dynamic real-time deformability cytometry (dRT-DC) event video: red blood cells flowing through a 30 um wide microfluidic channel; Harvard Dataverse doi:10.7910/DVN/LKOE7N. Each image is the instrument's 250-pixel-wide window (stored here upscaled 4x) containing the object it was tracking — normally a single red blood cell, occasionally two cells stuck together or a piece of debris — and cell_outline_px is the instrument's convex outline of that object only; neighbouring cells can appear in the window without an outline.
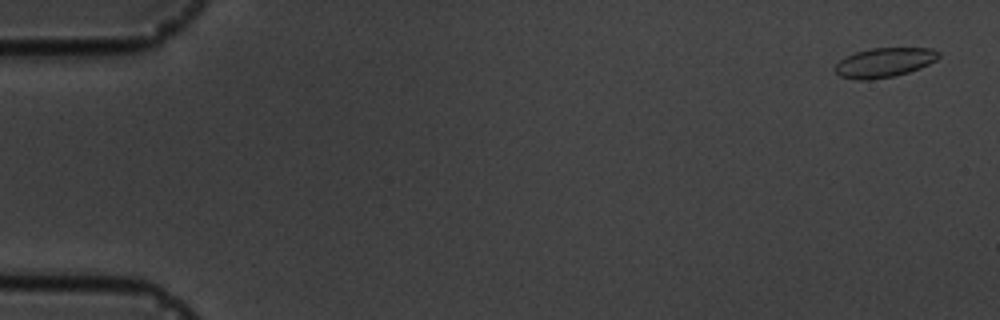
{"species": "common noctule bat (a hibernating species)", "species_latin": "Nyctalus noctula", "temperature_condition": "cold", "stored_images_in_passage": 6, "camera_frame_rate_fps": 3000, "um_per_image_px": 0.085, "animal": {"sex": "male", "body_mass_g": 19.5, "forearm_length_mm": 54.6}, "frame": {"image": 1, "passage_image": 1, "time_ms": 0.0, "image_size_px": [1000, 320], "cell_outline_px": [[940, 56], [936, 60], [920, 68], [908, 72], [892, 76], [868, 80], [856, 80], [840, 76], [836, 72], [836, 64], [840, 60], [856, 52], [872, 48], [932, 48], [940, 52]], "centroid_in_image_um": [75.19, 5.31], "position_along_channel_um": 9.8, "area_um2": 17.57}}
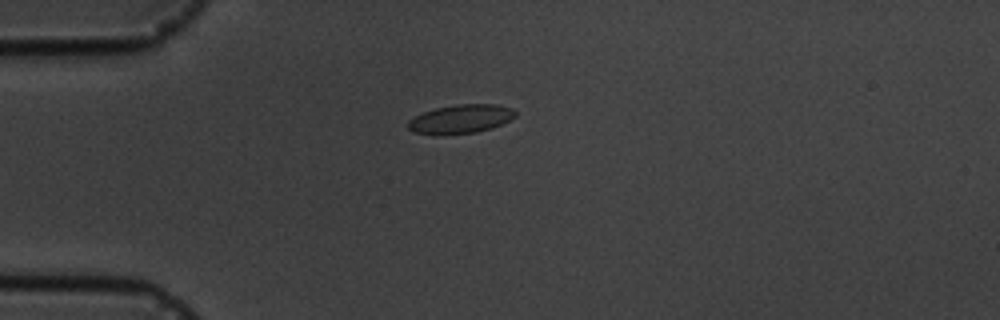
{"frame": {"image": 2, "passage_image": 4, "time_ms": 4.333, "image_size_px": [1000, 320], "cell_outline_px": [[516, 116], [492, 128], [476, 132], [436, 136], [416, 132], [408, 128], [408, 120], [424, 112], [436, 108], [456, 104], [496, 104], [512, 108], [516, 112]], "centroid_in_image_um": [39.15, 10.12], "position_along_channel_um": 45.8, "area_um2": 18.03}}
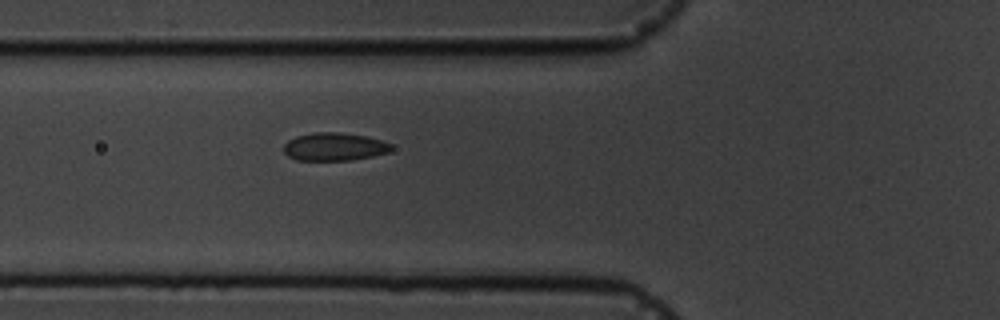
{"frame": {"image": 3, "passage_image": 6, "time_ms": 6.333, "image_size_px": [1000, 320], "cell_outline_px": [[392, 148], [388, 152], [372, 156], [352, 160], [296, 160], [288, 156], [284, 152], [284, 144], [288, 140], [296, 136], [312, 132], [340, 132], [364, 136], [380, 140], [392, 144]], "centroid_in_image_um": [28.39, 12.47], "position_along_channel_um": 97.4, "area_um2": 17.51}}